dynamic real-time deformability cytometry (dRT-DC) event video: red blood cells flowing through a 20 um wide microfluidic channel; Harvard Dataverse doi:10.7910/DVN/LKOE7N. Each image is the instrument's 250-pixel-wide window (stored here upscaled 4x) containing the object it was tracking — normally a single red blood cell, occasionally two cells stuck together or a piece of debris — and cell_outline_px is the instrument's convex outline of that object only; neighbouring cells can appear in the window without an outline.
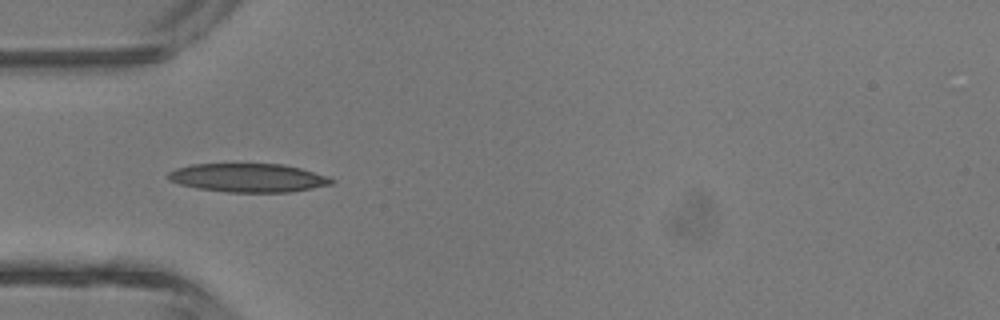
{"species": "common noctule bat (a hibernating species)", "species_latin": "Nyctalus noctula", "temperature_condition": "room temperature", "stored_images_in_passage": 2, "camera_frame_rate_fps": 3000, "um_per_image_px": 0.085, "animal": {"sex": "male", "body_mass_g": 13.3}, "frame": {"image": 1, "passage_image": 1, "time_ms": 0.0, "image_size_px": [1000, 320], "cell_outline_px": [[336, 180], [332, 184], [292, 192], [224, 192], [196, 188], [180, 184], [168, 180], [168, 172], [176, 168], [192, 164], [284, 164], [300, 168], [328, 176]], "centroid_in_image_um": [21.1, 15.11], "position_along_channel_um": 63.9, "area_um2": 27.34}}
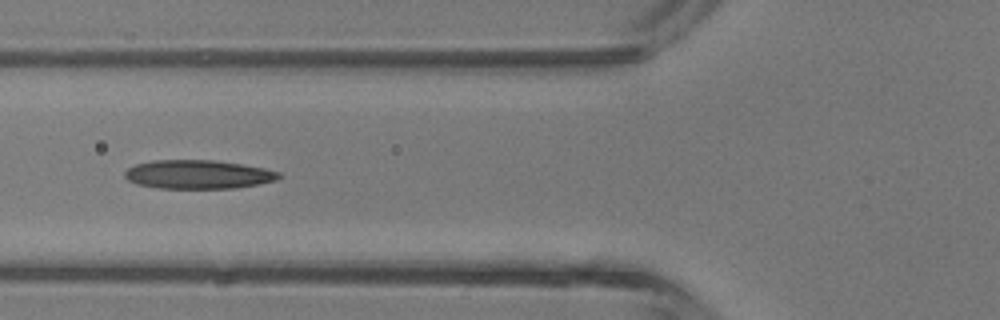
{"frame": {"image": 2, "passage_image": 2, "time_ms": 1.0, "image_size_px": [1000, 320], "cell_outline_px": [[280, 176], [276, 180], [260, 184], [236, 188], [160, 188], [136, 184], [128, 180], [124, 176], [124, 172], [128, 168], [136, 164], [152, 160], [212, 160], [240, 164], [264, 168], [280, 172]], "centroid_in_image_um": [16.82, 14.83], "position_along_channel_um": 109.0, "area_um2": 25.78}}